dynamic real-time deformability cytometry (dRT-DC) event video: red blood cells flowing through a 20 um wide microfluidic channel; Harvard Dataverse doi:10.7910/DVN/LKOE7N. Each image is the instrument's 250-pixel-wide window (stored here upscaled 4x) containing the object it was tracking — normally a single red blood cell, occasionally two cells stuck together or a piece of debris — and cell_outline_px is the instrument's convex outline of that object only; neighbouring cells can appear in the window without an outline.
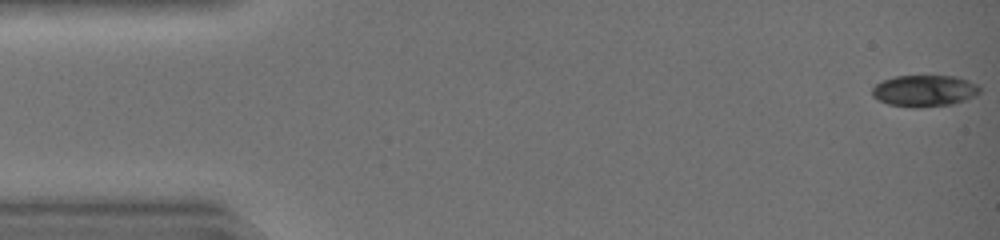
{"species": "common noctule bat (a hibernating species)", "species_latin": "Nyctalus noctula", "temperature_condition": "warm", "stored_images_in_passage": 43, "camera_frame_rate_fps": 3000, "um_per_image_px": 0.085, "animal": {"sex": "female", "body_mass_g": 19.0, "forearm_length_mm": 51.5}, "frame": {"image": 1, "passage_image": 1, "time_ms": 0.0, "image_size_px": [1000, 240], "cell_outline_px": [[980, 92], [976, 96], [952, 104], [920, 108], [912, 108], [888, 104], [872, 96], [872, 88], [876, 84], [884, 80], [896, 76], [956, 76], [968, 80], [976, 84], [980, 88]], "centroid_in_image_um": [78.58, 7.73], "position_along_channel_um": 6.4, "area_um2": 19.83}}
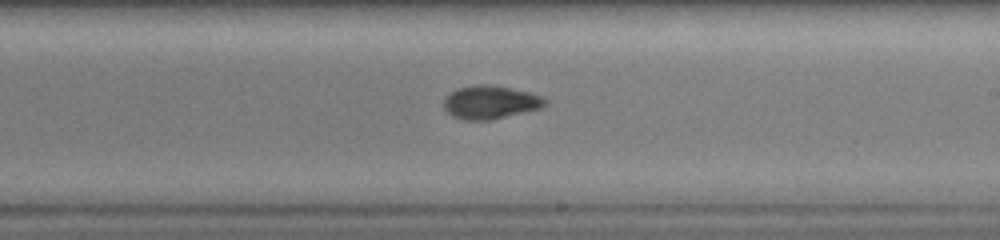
{"frame": {"image": 2, "passage_image": 26, "time_ms": 8.333, "image_size_px": [1000, 240], "cell_outline_px": [[548, 104], [544, 108], [492, 120], [464, 120], [452, 116], [444, 108], [444, 96], [456, 88], [476, 84], [492, 84], [528, 92], [544, 96], [548, 100]], "centroid_in_image_um": [41.71, 8.69], "position_along_channel_um": 247.3, "area_um2": 20.17}}
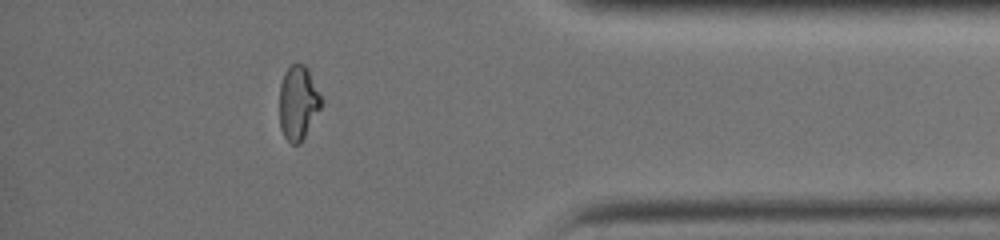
{"frame": {"image": 3, "passage_image": 38, "time_ms": 12.333, "image_size_px": [1000, 240], "cell_outline_px": [[324, 104], [300, 144], [292, 144], [284, 136], [280, 128], [280, 84], [284, 72], [292, 64], [304, 64], [308, 68], [324, 100]], "centroid_in_image_um": [25.37, 8.73], "position_along_channel_um": 409.8, "area_um2": 18.38}, "authors_computed_cell_mechanics": {"area_um2": 19.8254, "velocity_mm_per_s": 4.5109, "shape_relaxation_time_tau1_ms": null, "shape_relaxation_time_tau2_ms": 1.2055, "deformation_change_tau1": null, "deformation_change_tau2": 0.0424}}